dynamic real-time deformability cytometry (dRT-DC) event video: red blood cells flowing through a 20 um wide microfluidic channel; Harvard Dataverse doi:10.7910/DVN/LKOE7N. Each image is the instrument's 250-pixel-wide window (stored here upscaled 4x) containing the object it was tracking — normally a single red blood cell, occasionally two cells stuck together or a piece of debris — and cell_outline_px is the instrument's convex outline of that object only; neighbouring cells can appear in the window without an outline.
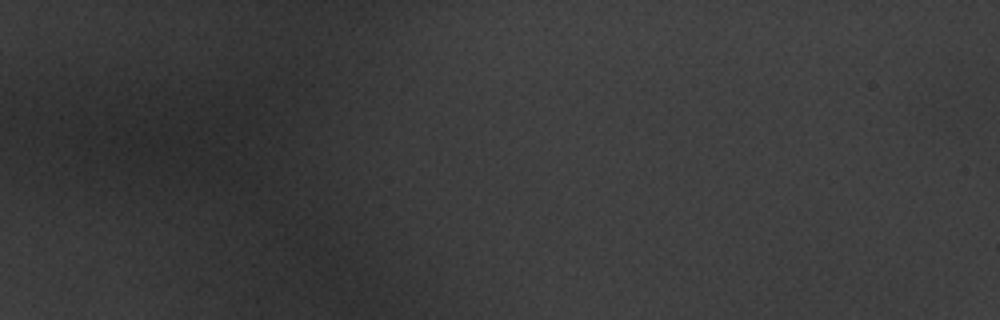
{"species": "common noctule bat (a hibernating species)", "species_latin": "Nyctalus noctula", "temperature_condition": "warm", "stored_images_in_passage": 4, "camera_frame_rate_fps": 3000, "um_per_image_px": 0.085, "animal": {"sex": "male", "body_mass_g": 20.1, "forearm_length_mm": 53.5}, "frame": {"image": 1, "passage_image": 1, "time_ms": 0.0, "image_size_px": [1000, 320], "cell_outline_px": [[412, 300], [400, 304], [356, 280], [352, 276], [348, 260], [380, 264], [396, 272], [400, 276]], "centroid_in_image_um": [32.34, 23.82], "position_along_channel_um": 52.7, "area_um2": 10.35}}